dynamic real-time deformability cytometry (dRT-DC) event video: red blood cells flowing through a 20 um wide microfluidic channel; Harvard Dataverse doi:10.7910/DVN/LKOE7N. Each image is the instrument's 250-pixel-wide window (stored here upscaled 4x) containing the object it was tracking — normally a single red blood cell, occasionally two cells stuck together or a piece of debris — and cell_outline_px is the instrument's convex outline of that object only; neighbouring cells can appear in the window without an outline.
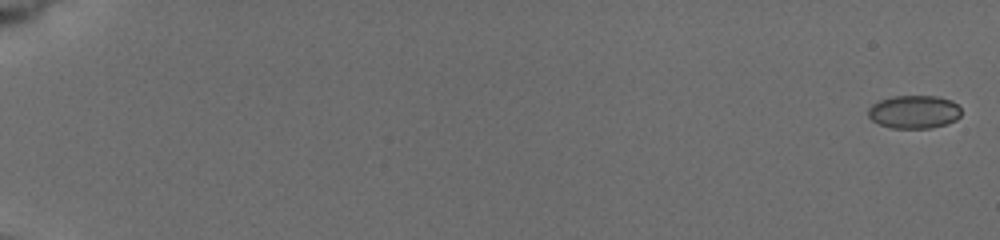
{"species": "common noctule bat (a hibernating species)", "species_latin": "Nyctalus noctula", "temperature_condition": "cold", "stored_images_in_passage": 48, "camera_frame_rate_fps": 3000, "um_per_image_px": 0.085, "animal": {"sex": "female", "body_mass_g": 19.5, "forearm_length_mm": 54.1}, "frame": {"image": 1, "passage_image": 1, "time_ms": 0.0, "image_size_px": [1000, 240], "cell_outline_px": [[960, 116], [956, 120], [948, 124], [932, 128], [892, 128], [880, 124], [872, 120], [868, 116], [868, 108], [872, 104], [880, 100], [892, 96], [936, 96], [952, 100], [960, 108]], "centroid_in_image_um": [77.7, 9.51], "position_along_channel_um": 7.3, "area_um2": 18.09}}
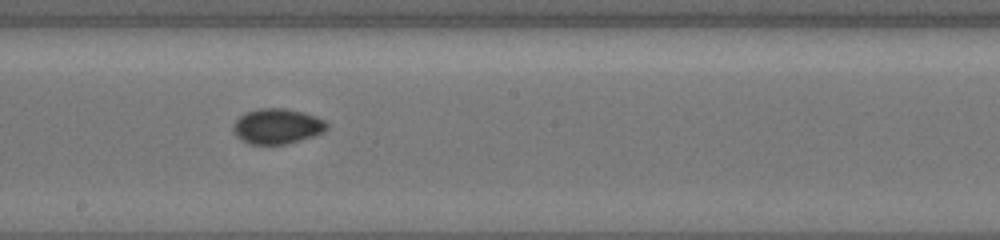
{"frame": {"image": 2, "passage_image": 28, "time_ms": 11.0, "image_size_px": [1000, 240], "cell_outline_px": [[328, 128], [324, 132], [316, 136], [284, 144], [248, 144], [240, 140], [236, 136], [232, 128], [232, 124], [244, 112], [256, 108], [284, 108], [304, 112], [316, 116], [324, 120], [328, 124]], "centroid_in_image_um": [23.55, 10.72], "position_along_channel_um": 224.6, "area_um2": 19.59}}
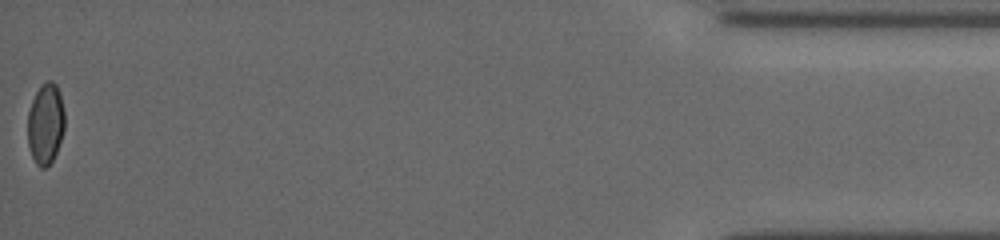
{"frame": {"image": 3, "passage_image": 48, "time_ms": 18.333, "image_size_px": [1000, 240], "cell_outline_px": [[64, 128], [56, 152], [52, 160], [44, 168], [40, 168], [36, 164], [32, 156], [28, 144], [28, 112], [32, 100], [40, 84], [48, 80], [52, 80], [56, 84], [60, 92], [64, 108]], "centroid_in_image_um": [3.87, 10.47], "position_along_channel_um": 431.3, "area_um2": 17.46}, "authors_computed_cell_mechanics": {"area_um2": 18.1492, "velocity_mm_per_s": 3.8731, "shape_relaxation_time_tau1_ms": null, "shape_relaxation_time_tau2_ms": 2.4585, "deformation_change_tau1": null, "deformation_change_tau2": 0.0196}}